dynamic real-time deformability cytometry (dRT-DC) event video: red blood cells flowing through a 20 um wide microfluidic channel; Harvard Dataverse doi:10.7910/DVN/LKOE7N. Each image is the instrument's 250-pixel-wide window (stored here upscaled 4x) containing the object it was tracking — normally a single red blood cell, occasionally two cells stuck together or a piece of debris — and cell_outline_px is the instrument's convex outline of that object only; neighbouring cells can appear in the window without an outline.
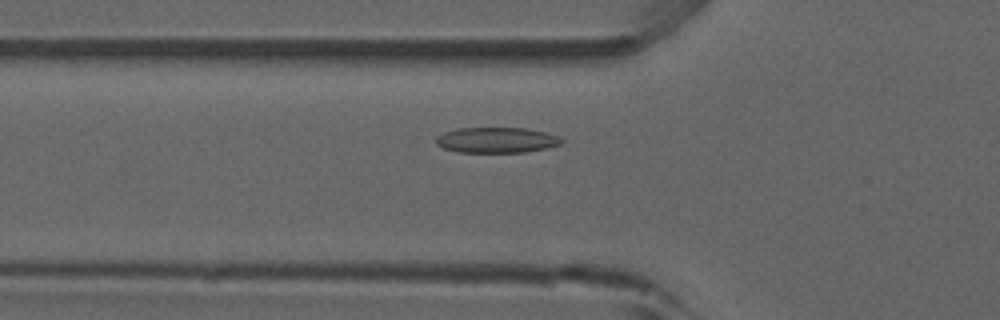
{"species": "common noctule bat (a hibernating species)", "species_latin": "Nyctalus noctula", "temperature_condition": "room temperature", "stored_images_in_passage": 50, "camera_frame_rate_fps": 3000, "um_per_image_px": 0.085, "animal": {"sex": "male", "forearm_length_mm": 52.5}, "frame": {"image": 1, "passage_image": 15, "time_ms": 4.667, "image_size_px": [1000, 320], "cell_outline_px": [[564, 140], [560, 144], [544, 148], [524, 152], [460, 152], [444, 148], [436, 144], [436, 136], [444, 132], [460, 128], [524, 128], [548, 132], [560, 136]], "centroid_in_image_um": [42.22, 11.9], "position_along_channel_um": 83.6, "area_um2": 18.61}, "authors_computed_cell_mechanics": {"area_um2": 17.9469, "velocity_mm_per_s": 3.853, "shape_relaxation_time_tau1_ms": 9.0331, "shape_relaxation_time_tau2_ms": 3.9949, "deformation_change_tau1": 0.145, "deformation_change_tau2": 0.0882}}